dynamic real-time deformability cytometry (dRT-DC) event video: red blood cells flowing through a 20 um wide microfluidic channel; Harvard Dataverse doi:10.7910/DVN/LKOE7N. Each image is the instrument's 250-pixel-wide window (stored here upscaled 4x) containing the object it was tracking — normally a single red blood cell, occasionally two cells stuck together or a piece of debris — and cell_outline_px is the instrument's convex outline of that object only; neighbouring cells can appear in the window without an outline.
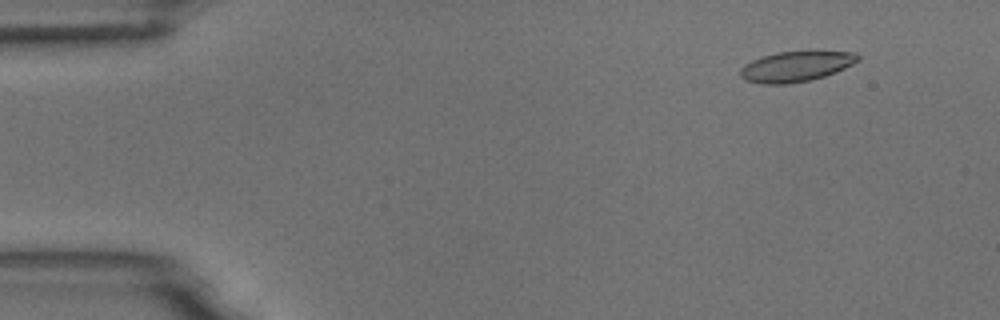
{"species": "common noctule bat (a hibernating species)", "species_latin": "Nyctalus noctula", "temperature_condition": "room temperature", "stored_images_in_passage": 4, "camera_frame_rate_fps": 3000, "um_per_image_px": 0.085, "animal": {"sex": "male", "body_mass_g": 18.8}, "frame": {"image": 1, "passage_image": 2, "time_ms": 1.0, "image_size_px": [1000, 320], "cell_outline_px": [[860, 60], [836, 72], [824, 76], [808, 80], [784, 84], [764, 84], [744, 80], [740, 76], [740, 68], [744, 64], [752, 60], [776, 52], [808, 48], [816, 48], [856, 52], [860, 56]], "centroid_in_image_um": [67.72, 5.57], "position_along_channel_um": 17.3, "area_um2": 21.79}}
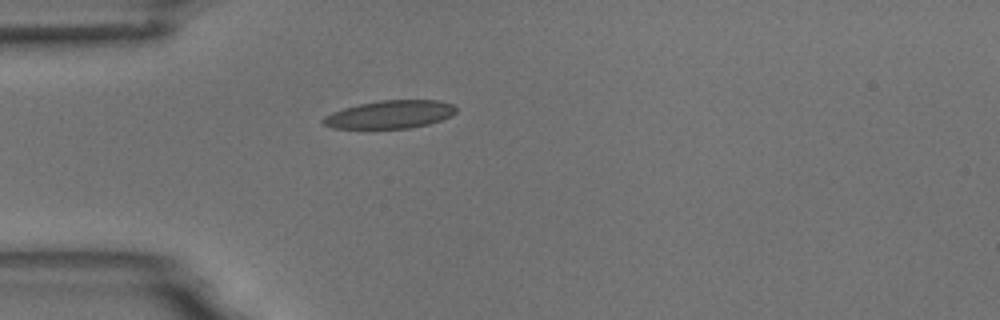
{"frame": {"image": 2, "passage_image": 4, "time_ms": 4.333, "image_size_px": [1000, 320], "cell_outline_px": [[456, 112], [452, 116], [428, 124], [408, 128], [332, 128], [324, 124], [320, 120], [324, 116], [332, 112], [344, 108], [360, 104], [380, 100], [440, 100], [452, 104], [456, 108]], "centroid_in_image_um": [33.15, 9.72], "position_along_channel_um": 51.8, "area_um2": 21.62}}